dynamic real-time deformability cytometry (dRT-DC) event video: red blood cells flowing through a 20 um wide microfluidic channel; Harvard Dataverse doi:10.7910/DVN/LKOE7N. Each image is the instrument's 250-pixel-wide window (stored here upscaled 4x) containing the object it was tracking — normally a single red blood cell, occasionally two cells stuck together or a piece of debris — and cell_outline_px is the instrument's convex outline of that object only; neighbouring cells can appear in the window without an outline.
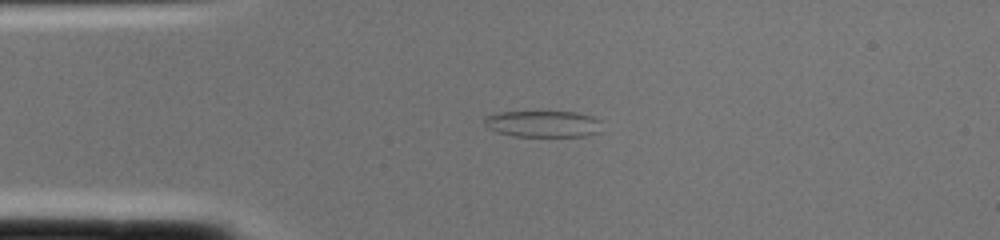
{"species": "common noctule bat (a hibernating species)", "species_latin": "Nyctalus noctula", "temperature_condition": "cold", "stored_images_in_passage": 1, "camera_frame_rate_fps": 3000, "um_per_image_px": 0.085, "animal": {"sex": "female", "body_mass_g": 22.0, "forearm_length_mm": 56.7}, "frame": {"image": 1, "passage_image": 1, "time_ms": 0.0, "image_size_px": [1000, 240], "cell_outline_px": [[600, 132], [584, 136], [512, 136], [496, 132], [488, 128], [484, 124], [484, 120], [488, 116], [500, 112], [576, 112], [592, 116], [600, 120]], "centroid_in_image_um": [46.16, 10.53], "position_along_channel_um": 38.8, "area_um2": 18.09}}